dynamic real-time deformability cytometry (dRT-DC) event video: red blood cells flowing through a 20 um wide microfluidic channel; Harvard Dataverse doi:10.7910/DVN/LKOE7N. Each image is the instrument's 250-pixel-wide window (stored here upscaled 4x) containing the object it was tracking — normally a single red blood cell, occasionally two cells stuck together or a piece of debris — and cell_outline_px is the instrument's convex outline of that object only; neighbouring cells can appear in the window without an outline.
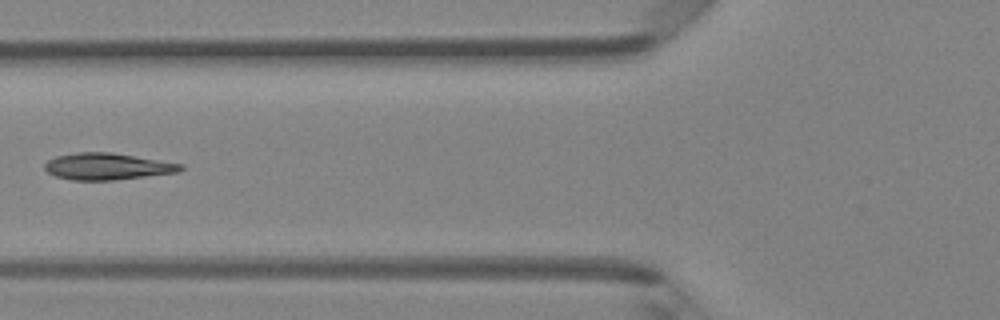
{"species": "Egyptian fruit bat (a non-hibernating species)", "species_latin": "Rousettus aegyptiacus", "temperature_condition": "room temperature", "stored_images_in_passage": 6, "camera_frame_rate_fps": 3000, "um_per_image_px": 0.085, "animal": {"sex": "female"}, "frame": {"image": 1, "passage_image": 6, "time_ms": 1.667, "image_size_px": [1000, 320], "cell_outline_px": [[184, 168], [180, 172], [116, 180], [72, 180], [56, 176], [48, 172], [44, 168], [44, 164], [48, 160], [56, 156], [76, 152], [112, 152], [184, 164]], "centroid_in_image_um": [9.15, 14.14], "position_along_channel_um": 116.7, "area_um2": 21.27}}